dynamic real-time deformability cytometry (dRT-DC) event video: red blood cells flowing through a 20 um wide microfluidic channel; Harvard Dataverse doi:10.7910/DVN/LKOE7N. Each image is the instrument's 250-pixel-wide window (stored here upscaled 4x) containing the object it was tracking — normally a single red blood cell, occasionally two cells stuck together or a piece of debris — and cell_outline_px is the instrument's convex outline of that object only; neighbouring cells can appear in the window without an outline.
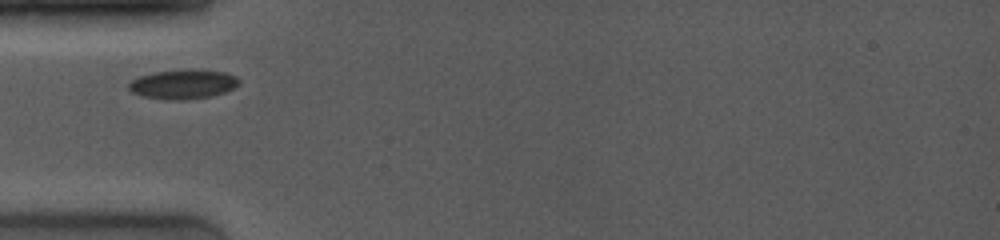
{"species": "common noctule bat (a hibernating species)", "species_latin": "Nyctalus noctula", "temperature_condition": "room temperature", "stored_images_in_passage": 28, "camera_frame_rate_fps": 4000, "um_per_image_px": 0.085, "animal": {"sex": "female", "body_mass_g": 19.0, "forearm_length_mm": 53.3}, "frame": {"image": 1, "passage_image": 1, "time_ms": 0.0, "image_size_px": [1000, 240], "cell_outline_px": [[240, 84], [224, 92], [212, 96], [184, 100], [168, 100], [144, 96], [132, 92], [128, 88], [128, 84], [132, 80], [140, 76], [152, 72], [224, 72], [236, 76], [240, 80]], "centroid_in_image_um": [15.54, 7.21], "position_along_channel_um": 69.5, "area_um2": 18.03}}
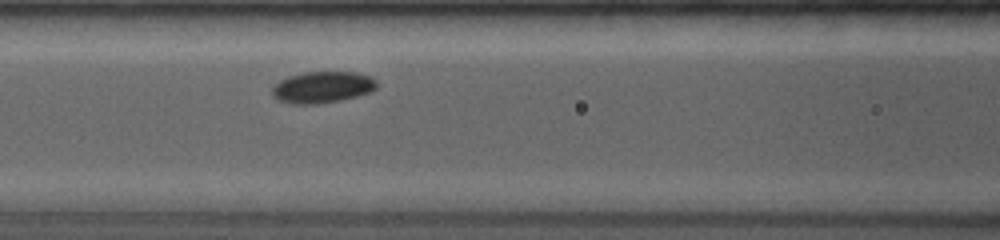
{"frame": {"image": 2, "passage_image": 17, "time_ms": 1.75, "image_size_px": [1000, 240], "cell_outline_px": [[376, 88], [368, 92], [356, 96], [340, 100], [316, 104], [288, 104], [276, 100], [272, 96], [272, 88], [280, 80], [288, 76], [304, 72], [356, 72], [368, 76], [376, 80]], "centroid_in_image_um": [27.34, 7.42], "position_along_channel_um": 139.3, "area_um2": 19.19}}